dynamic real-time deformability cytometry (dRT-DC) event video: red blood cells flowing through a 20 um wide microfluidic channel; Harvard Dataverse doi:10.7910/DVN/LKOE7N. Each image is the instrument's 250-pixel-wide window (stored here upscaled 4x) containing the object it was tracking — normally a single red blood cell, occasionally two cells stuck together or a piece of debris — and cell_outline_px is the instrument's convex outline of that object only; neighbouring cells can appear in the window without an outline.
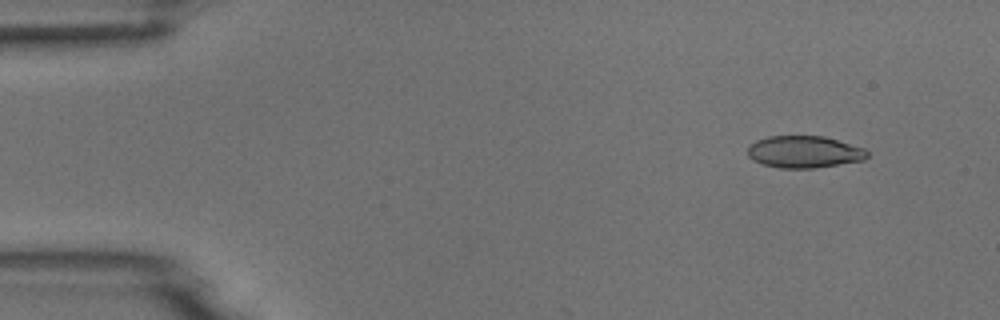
{"species": "common noctule bat (a hibernating species)", "species_latin": "Nyctalus noctula", "temperature_condition": "room temperature", "stored_images_in_passage": 4, "camera_frame_rate_fps": 3000, "um_per_image_px": 0.085, "animal": {"sex": "male", "body_mass_g": 18.8}, "frame": {"image": 1, "passage_image": 2, "time_ms": 1.333, "image_size_px": [1000, 320], "cell_outline_px": [[868, 156], [864, 160], [816, 168], [780, 168], [764, 164], [752, 160], [748, 156], [748, 148], [756, 140], [768, 136], [824, 136], [864, 148], [868, 152]], "centroid_in_image_um": [68.36, 12.91], "position_along_channel_um": 16.6, "area_um2": 22.25}}
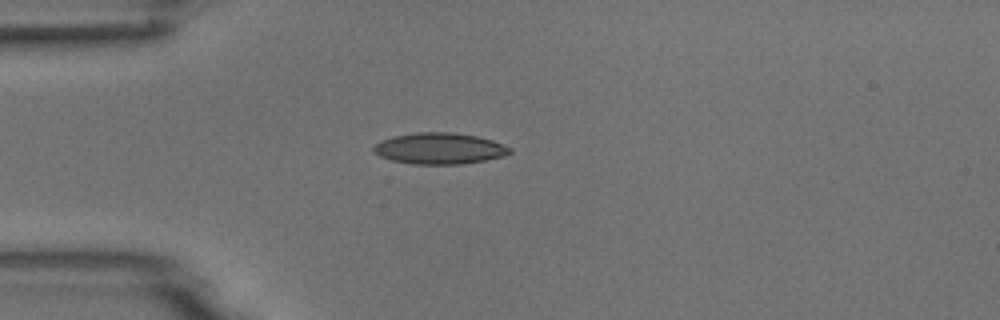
{"frame": {"image": 2, "passage_image": 4, "time_ms": 4.333, "image_size_px": [1000, 320], "cell_outline_px": [[512, 152], [504, 156], [484, 160], [460, 164], [412, 164], [392, 160], [380, 156], [372, 152], [372, 148], [380, 140], [392, 136], [416, 132], [452, 132], [476, 136], [492, 140], [512, 148]], "centroid_in_image_um": [37.33, 12.61], "position_along_channel_um": 47.7, "area_um2": 24.85}}